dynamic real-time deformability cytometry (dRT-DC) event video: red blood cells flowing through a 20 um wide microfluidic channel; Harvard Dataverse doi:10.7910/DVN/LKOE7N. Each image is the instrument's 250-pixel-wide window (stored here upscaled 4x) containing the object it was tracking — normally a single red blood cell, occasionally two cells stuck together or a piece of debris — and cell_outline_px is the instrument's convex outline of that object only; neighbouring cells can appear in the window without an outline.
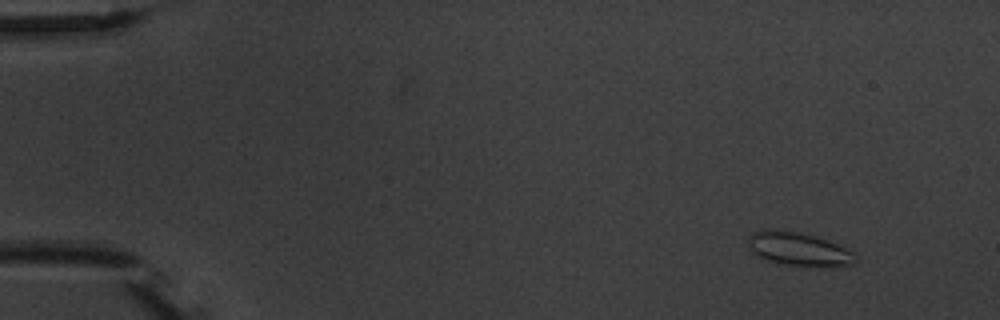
{"species": "common noctule bat (a hibernating species)", "species_latin": "Nyctalus noctula", "temperature_condition": "warm", "stored_images_in_passage": 5, "camera_frame_rate_fps": 3000, "um_per_image_px": 0.085, "animal": {"sex": "male", "body_mass_g": 20.1, "forearm_length_mm": 53.5}, "frame": {"image": 1, "passage_image": 2, "time_ms": 1.333, "image_size_px": [1000, 320], "cell_outline_px": [[860, 260], [856, 264], [780, 264], [764, 260], [756, 256], [752, 252], [748, 244], [748, 236], [764, 228], [768, 228], [796, 232], [812, 236], [836, 244], [856, 252], [860, 256]], "centroid_in_image_um": [67.85, 21.15], "position_along_channel_um": 17.2, "area_um2": 20.46}}
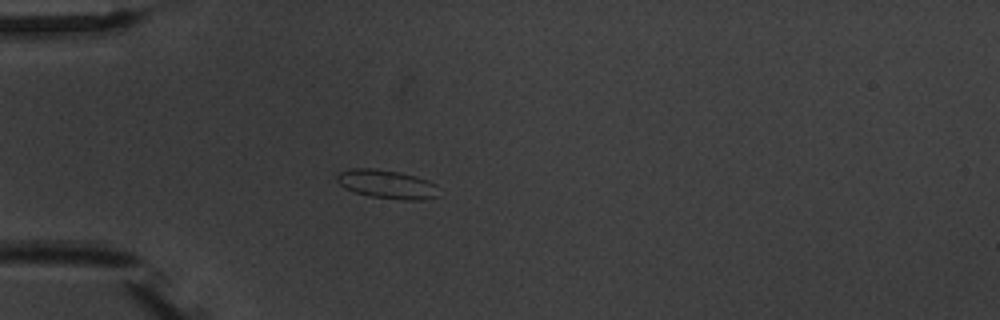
{"frame": {"image": 2, "passage_image": 5, "time_ms": 5.0, "image_size_px": [1000, 320], "cell_outline_px": [[436, 196], [424, 200], [404, 200], [368, 196], [344, 188], [336, 180], [336, 176], [340, 172], [348, 168], [376, 168], [400, 172], [416, 176], [428, 180], [436, 184]], "centroid_in_image_um": [32.85, 15.65], "position_along_channel_um": 52.1, "area_um2": 17.11}}